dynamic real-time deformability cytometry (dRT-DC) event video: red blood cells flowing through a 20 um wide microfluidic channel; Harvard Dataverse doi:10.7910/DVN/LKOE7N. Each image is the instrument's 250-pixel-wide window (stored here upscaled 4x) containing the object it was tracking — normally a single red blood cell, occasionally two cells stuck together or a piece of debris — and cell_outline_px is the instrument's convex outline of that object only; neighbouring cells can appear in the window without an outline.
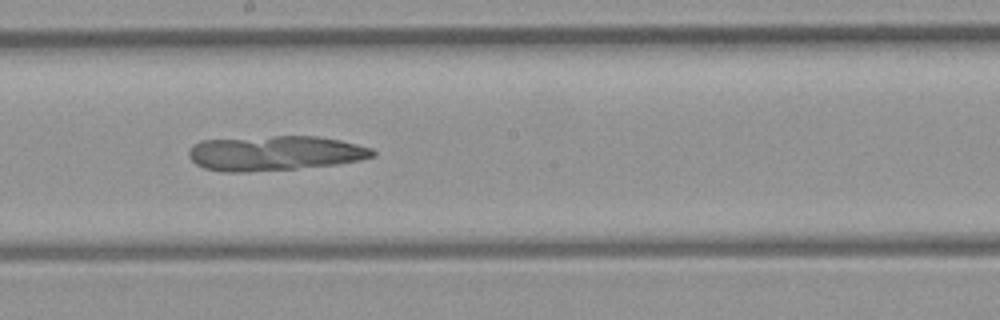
{"species": "common noctule bat (a hibernating species)", "species_latin": "Nyctalus noctula", "temperature_condition": "room temperature", "stored_images_in_passage": 40, "camera_frame_rate_fps": 3000, "um_per_image_px": 0.085, "animal": {"sex": "female", "body_mass_g": 21.9}, "frame": {"image": 1, "passage_image": 24, "time_ms": 7.667, "image_size_px": [1000, 320], "cell_outline_px": [[376, 156], [360, 160], [336, 164], [296, 168], [248, 172], [224, 172], [204, 168], [196, 164], [188, 156], [188, 152], [192, 144], [200, 140], [272, 136], [316, 136], [340, 140], [372, 148], [376, 152]], "centroid_in_image_um": [23.34, 13.01], "position_along_channel_um": 224.9, "area_um2": 37.45}}
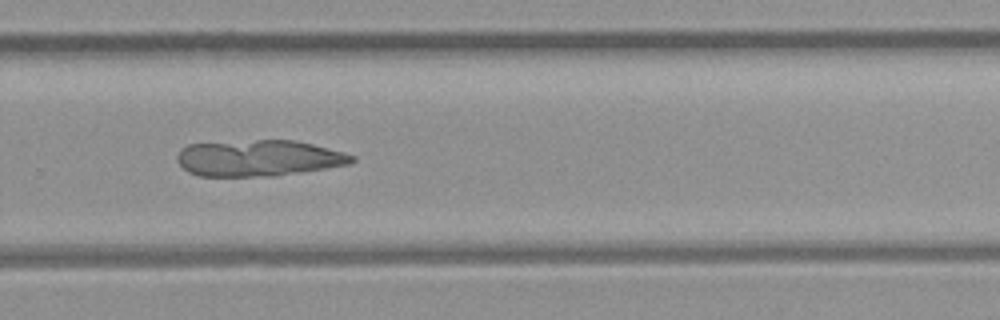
{"frame": {"image": 2, "passage_image": 30, "time_ms": 9.667, "image_size_px": [1000, 320], "cell_outline_px": [[356, 160], [348, 164], [324, 168], [272, 176], [200, 176], [188, 172], [176, 160], [176, 156], [180, 148], [188, 144], [256, 140], [296, 140], [344, 152], [356, 156]], "centroid_in_image_um": [21.95, 13.43], "position_along_channel_um": 307.8, "area_um2": 36.76}}
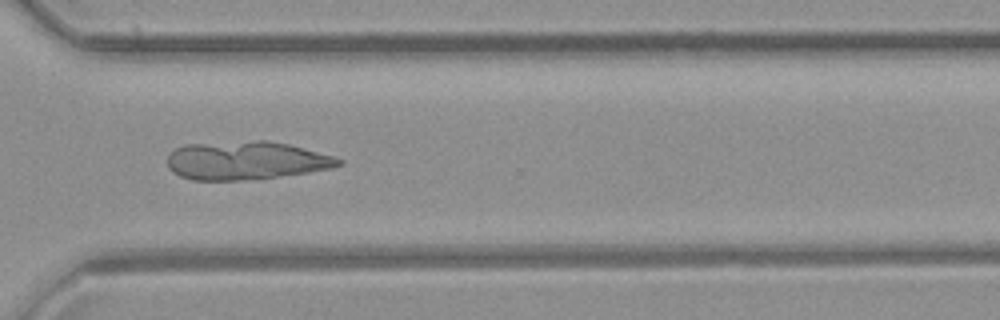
{"frame": {"image": 3, "passage_image": 33, "time_ms": 10.667, "image_size_px": [1000, 320], "cell_outline_px": [[344, 164], [332, 168], [276, 176], [244, 180], [192, 180], [180, 176], [172, 172], [168, 168], [168, 156], [176, 148], [184, 144], [256, 140], [268, 140], [288, 144], [336, 156], [344, 160]], "centroid_in_image_um": [20.92, 13.63], "position_along_channel_um": 349.7, "area_um2": 38.26}}